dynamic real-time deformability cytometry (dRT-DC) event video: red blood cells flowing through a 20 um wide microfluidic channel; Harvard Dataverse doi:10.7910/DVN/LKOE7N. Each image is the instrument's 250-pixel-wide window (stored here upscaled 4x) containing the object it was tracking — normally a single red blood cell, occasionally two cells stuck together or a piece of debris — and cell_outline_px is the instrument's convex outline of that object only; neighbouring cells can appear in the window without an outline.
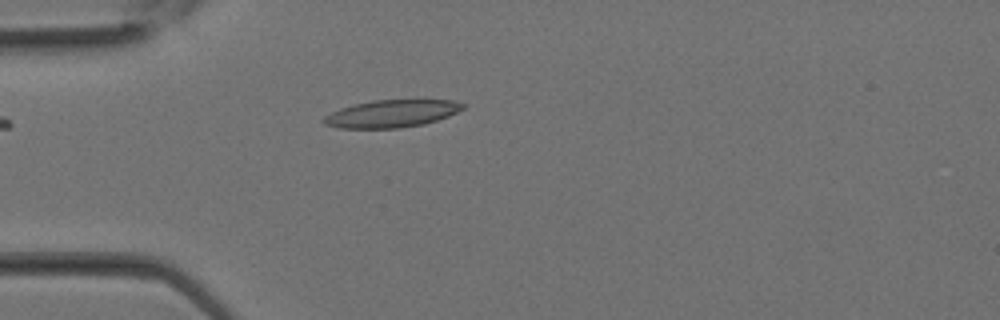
{"species": "Egyptian fruit bat (a non-hibernating species)", "species_latin": "Rousettus aegyptiacus", "temperature_condition": "room temperature", "stored_images_in_passage": 23, "camera_frame_rate_fps": 3000, "um_per_image_px": 0.085, "animal": {"sex": "female"}, "frame": {"image": 1, "passage_image": 1, "time_ms": 0.0, "image_size_px": [1000, 320], "cell_outline_px": [[464, 108], [448, 116], [424, 124], [400, 128], [340, 128], [324, 124], [324, 116], [340, 108], [356, 104], [376, 100], [452, 100], [464, 104]], "centroid_in_image_um": [33.29, 9.66], "position_along_channel_um": 51.7, "area_um2": 21.96}}
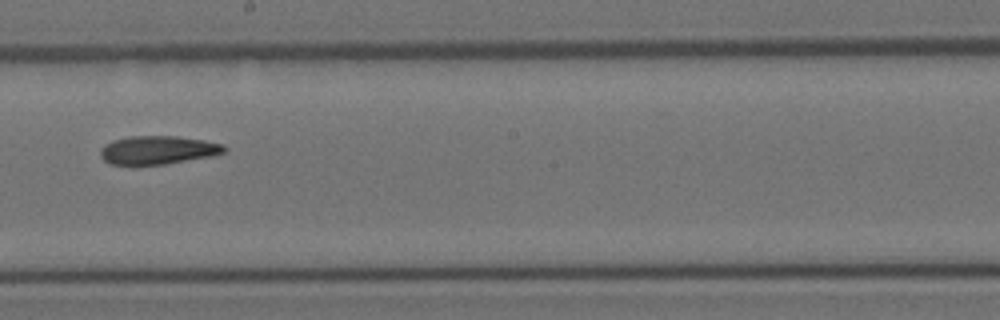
{"frame": {"image": 2, "passage_image": 10, "time_ms": 3.0, "image_size_px": [1000, 320], "cell_outline_px": [[228, 148], [224, 152], [216, 156], [164, 164], [132, 168], [108, 164], [100, 156], [100, 148], [104, 144], [112, 140], [128, 136], [176, 136], [204, 140], [224, 144]], "centroid_in_image_um": [13.37, 12.79], "position_along_channel_um": 234.8, "area_um2": 21.56}}
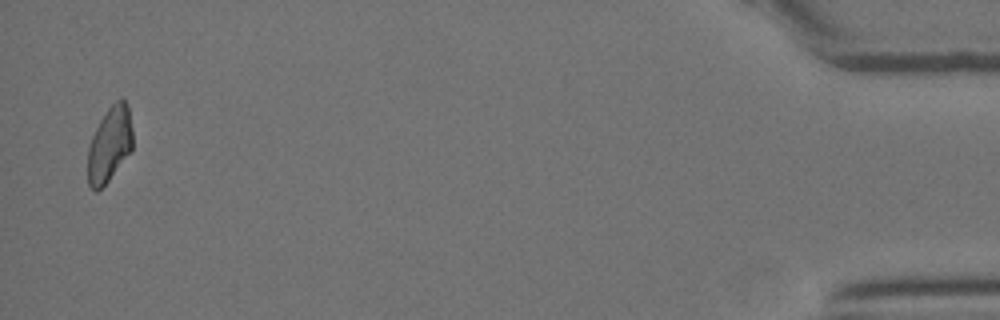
{"frame": {"image": 3, "passage_image": 23, "time_ms": 7.333, "image_size_px": [1000, 320], "cell_outline_px": [[132, 148], [108, 180], [96, 192], [88, 184], [88, 148], [92, 136], [100, 120], [108, 108], [120, 96], [124, 100], [128, 108], [132, 128]], "centroid_in_image_um": [9.3, 12.24], "position_along_channel_um": 425.9, "area_um2": 19.25}}